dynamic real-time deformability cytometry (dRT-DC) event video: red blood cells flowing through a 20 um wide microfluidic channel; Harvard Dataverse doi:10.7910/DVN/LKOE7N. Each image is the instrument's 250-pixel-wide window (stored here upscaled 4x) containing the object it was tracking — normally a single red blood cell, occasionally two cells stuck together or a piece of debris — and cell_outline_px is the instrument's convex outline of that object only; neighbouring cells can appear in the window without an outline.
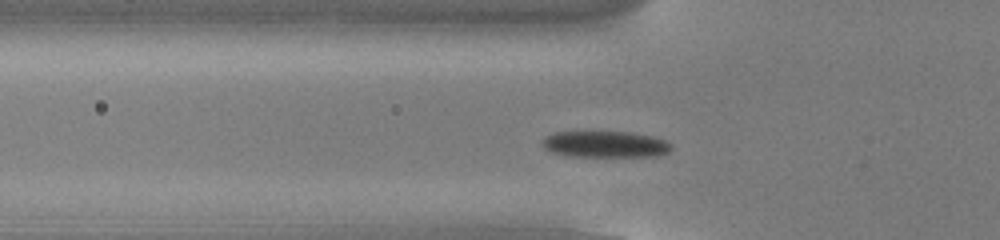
{"species": "common noctule bat (a hibernating species)", "species_latin": "Nyctalus noctula", "temperature_condition": "cold", "stored_images_in_passage": 46, "camera_frame_rate_fps": 3000, "um_per_image_px": 0.085, "animal": {"sex": "male", "body_mass_g": 13.0, "forearm_length_mm": 53.1}, "frame": {"image": 1, "passage_image": 10, "time_ms": 3.0, "image_size_px": [1000, 240], "cell_outline_px": [[672, 148], [668, 152], [660, 156], [564, 156], [552, 152], [544, 148], [540, 144], [544, 136], [556, 132], [632, 132], [652, 136], [664, 140], [672, 144]], "centroid_in_image_um": [51.42, 12.26], "position_along_channel_um": 74.4, "area_um2": 20.0}}
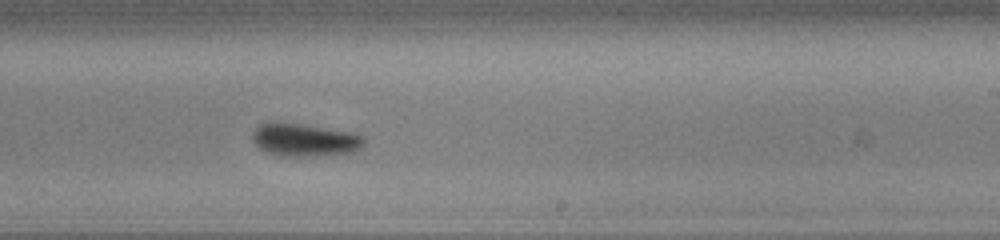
{"frame": {"image": 2, "passage_image": 25, "time_ms": 8.0, "image_size_px": [1000, 240], "cell_outline_px": [[364, 144], [360, 148], [352, 152], [320, 156], [280, 156], [268, 152], [260, 148], [252, 140], [252, 132], [260, 124], [268, 120], [272, 120], [300, 124], [352, 132], [360, 136], [364, 140]], "centroid_in_image_um": [25.83, 11.88], "position_along_channel_um": 263.2, "area_um2": 21.5}}
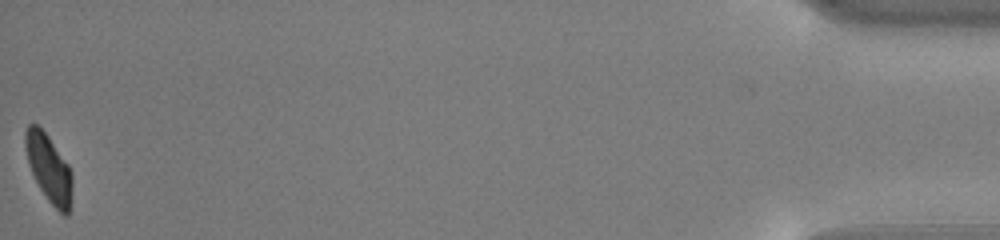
{"frame": {"image": 3, "passage_image": 46, "time_ms": 15.0, "image_size_px": [1000, 240], "cell_outline_px": [[72, 200], [68, 216], [64, 216], [48, 200], [40, 188], [32, 172], [28, 160], [24, 144], [24, 132], [28, 124], [36, 124], [48, 136], [68, 164], [72, 172]], "centroid_in_image_um": [4.17, 14.32], "position_along_channel_um": 431.0, "area_um2": 18.44}, "authors_computed_cell_mechanics": {"area_um2": 20.7213, "velocity_mm_per_s": 3.7751, "shape_relaxation_time_tau1_ms": 1.6113, "shape_relaxation_time_tau2_ms": 1.9473, "deformation_change_tau1": 0.1176, "deformation_change_tau2": 0.0742}}